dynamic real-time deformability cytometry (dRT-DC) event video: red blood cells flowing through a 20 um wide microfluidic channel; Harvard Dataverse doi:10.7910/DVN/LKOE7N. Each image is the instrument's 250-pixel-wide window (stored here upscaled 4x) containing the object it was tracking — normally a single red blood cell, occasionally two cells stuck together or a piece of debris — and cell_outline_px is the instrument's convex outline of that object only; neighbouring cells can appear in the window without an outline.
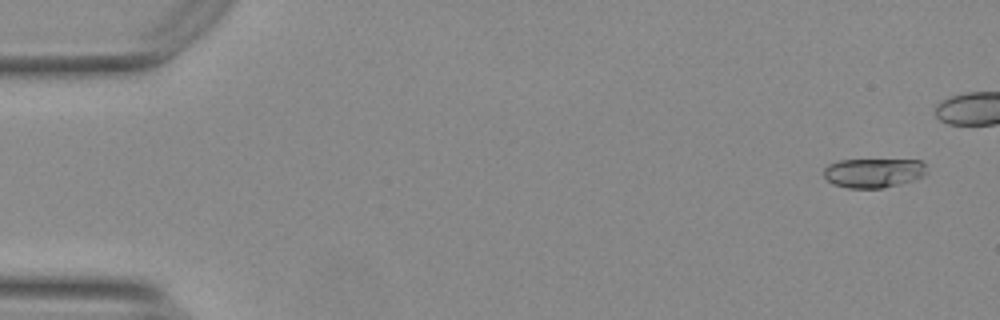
{"species": "Egyptian fruit bat (a non-hibernating species)", "species_latin": "Rousettus aegyptiacus", "temperature_condition": "warm", "stored_images_in_passage": 14, "camera_frame_rate_fps": 3000, "um_per_image_px": 0.085, "animal": {"sex": "female"}, "frame": {"image": 1, "passage_image": 3, "time_ms": 0.667, "image_size_px": [1000, 320], "cell_outline_px": [[924, 176], [912, 180], [880, 188], [848, 188], [832, 184], [824, 176], [824, 168], [828, 164], [840, 160], [920, 160], [924, 164]], "centroid_in_image_um": [74.19, 14.69], "position_along_channel_um": 10.8, "area_um2": 17.34}}